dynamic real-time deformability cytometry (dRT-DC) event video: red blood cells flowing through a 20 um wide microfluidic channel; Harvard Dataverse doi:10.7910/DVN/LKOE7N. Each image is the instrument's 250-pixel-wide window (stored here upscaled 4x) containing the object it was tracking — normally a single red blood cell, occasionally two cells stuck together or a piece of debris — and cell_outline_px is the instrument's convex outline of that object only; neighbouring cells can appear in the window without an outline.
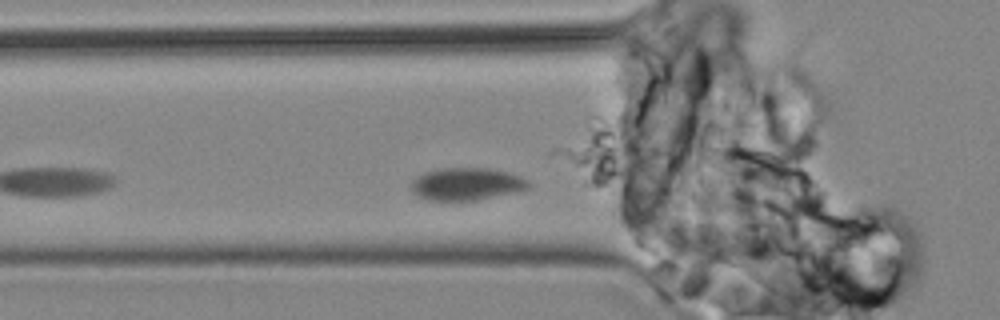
{"species": "common noctule bat (a hibernating species)", "species_latin": "Nyctalus noctula", "temperature_condition": "cold", "stored_images_in_passage": 10, "camera_frame_rate_fps": 3000, "um_per_image_px": 0.085, "animal": {"sex": "male", "body_mass_g": 19.2, "forearm_length_mm": 51.8}, "frame": {"image": 1, "passage_image": 7, "time_ms": 20.333, "image_size_px": [1000, 320], "cell_outline_px": [[532, 188], [476, 200], [428, 200], [416, 196], [412, 192], [412, 180], [416, 176], [424, 172], [440, 168], [488, 168], [520, 176], [528, 180], [532, 184]], "centroid_in_image_um": [39.64, 15.64], "position_along_channel_um": 86.2, "area_um2": 22.2}}
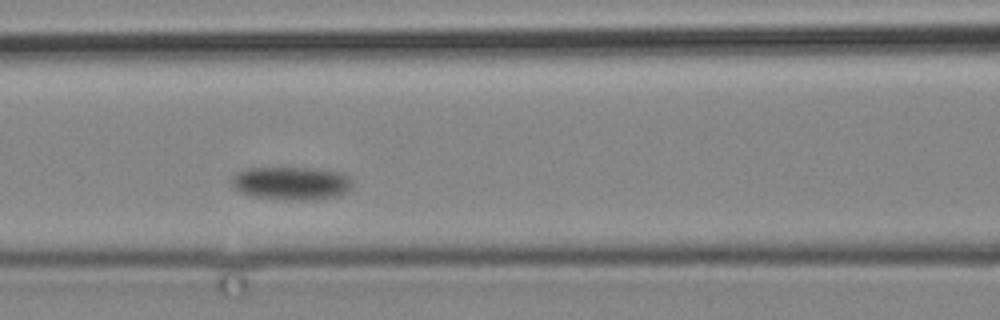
{"frame": {"image": 2, "passage_image": 9, "time_ms": 22.667, "image_size_px": [1000, 320], "cell_outline_px": [[352, 184], [344, 192], [336, 196], [316, 200], [284, 200], [252, 196], [240, 192], [232, 184], [232, 176], [248, 168], [312, 168], [344, 172], [352, 180]], "centroid_in_image_um": [24.78, 15.58], "position_along_channel_um": 141.8, "area_um2": 23.35}}
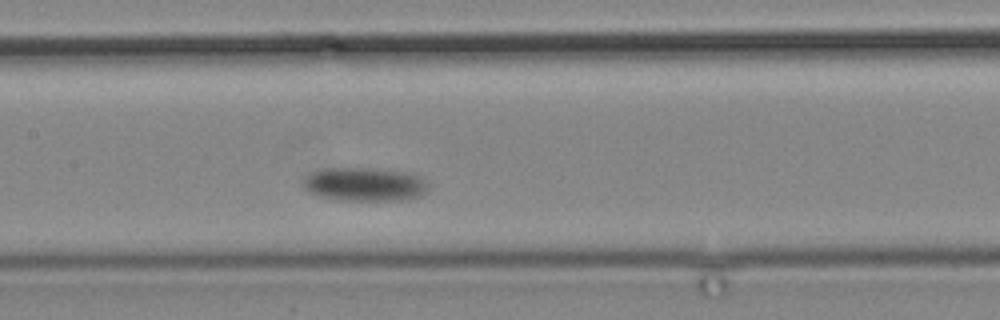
{"frame": {"image": 3, "passage_image": 10, "time_ms": 24.0, "image_size_px": [1000, 320], "cell_outline_px": [[428, 192], [420, 196], [400, 200], [340, 200], [320, 196], [308, 192], [304, 188], [304, 176], [312, 172], [324, 168], [372, 168], [408, 172], [424, 176], [428, 184]], "centroid_in_image_um": [31.04, 15.65], "position_along_channel_um": 176.4, "area_um2": 24.85}}